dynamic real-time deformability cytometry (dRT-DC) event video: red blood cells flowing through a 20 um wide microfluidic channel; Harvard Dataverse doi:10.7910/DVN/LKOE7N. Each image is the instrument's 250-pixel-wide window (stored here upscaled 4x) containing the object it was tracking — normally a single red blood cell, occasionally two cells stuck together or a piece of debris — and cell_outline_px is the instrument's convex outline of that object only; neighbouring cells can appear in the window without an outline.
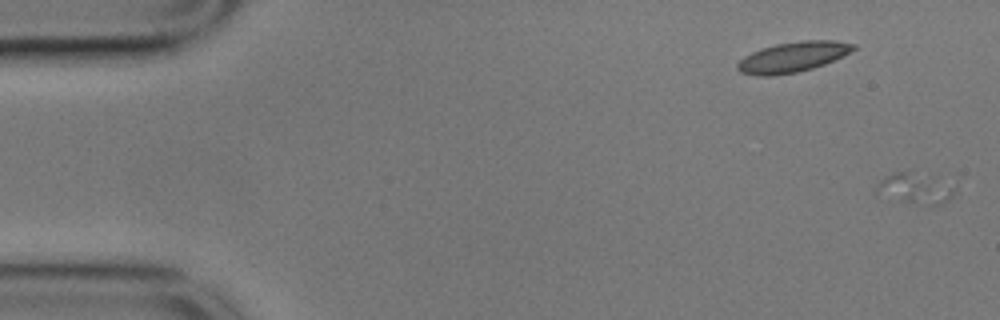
{"species": "common noctule bat (a hibernating species)", "species_latin": "Nyctalus noctula", "temperature_condition": "cold", "stored_images_in_passage": 4, "camera_frame_rate_fps": 3000, "um_per_image_px": 0.085, "animal": {"sex": "male", "body_mass_g": 17.9}, "frame": {"image": 1, "passage_image": 1, "time_ms": 0.0, "image_size_px": [1000, 320], "cell_outline_px": [[952, 196], [948, 200], [936, 204], [916, 204], [876, 196], [876, 184], [880, 180], [892, 172], [908, 172], [952, 188]], "centroid_in_image_um": [77.55, 16.08], "position_along_channel_um": 7.5, "area_um2": 12.89}}